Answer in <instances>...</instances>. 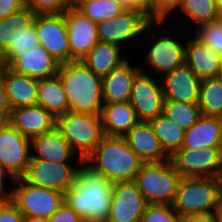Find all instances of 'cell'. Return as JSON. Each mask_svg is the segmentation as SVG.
Instances as JSON below:
<instances>
[{
	"instance_id": "6da1fadb",
	"label": "cell",
	"mask_w": 222,
	"mask_h": 222,
	"mask_svg": "<svg viewBox=\"0 0 222 222\" xmlns=\"http://www.w3.org/2000/svg\"><path fill=\"white\" fill-rule=\"evenodd\" d=\"M75 183L64 193V202L84 221L107 222L112 201V183L81 157Z\"/></svg>"
},
{
	"instance_id": "7a4b0ae2",
	"label": "cell",
	"mask_w": 222,
	"mask_h": 222,
	"mask_svg": "<svg viewBox=\"0 0 222 222\" xmlns=\"http://www.w3.org/2000/svg\"><path fill=\"white\" fill-rule=\"evenodd\" d=\"M57 75L65 91L69 111L101 115L103 106L102 77L82 60L61 63Z\"/></svg>"
},
{
	"instance_id": "3957f363",
	"label": "cell",
	"mask_w": 222,
	"mask_h": 222,
	"mask_svg": "<svg viewBox=\"0 0 222 222\" xmlns=\"http://www.w3.org/2000/svg\"><path fill=\"white\" fill-rule=\"evenodd\" d=\"M85 160L111 183L134 182L145 163L124 137L106 135Z\"/></svg>"
},
{
	"instance_id": "277c9868",
	"label": "cell",
	"mask_w": 222,
	"mask_h": 222,
	"mask_svg": "<svg viewBox=\"0 0 222 222\" xmlns=\"http://www.w3.org/2000/svg\"><path fill=\"white\" fill-rule=\"evenodd\" d=\"M221 195L220 178L182 177L171 205L182 218L213 215Z\"/></svg>"
},
{
	"instance_id": "5b68a950",
	"label": "cell",
	"mask_w": 222,
	"mask_h": 222,
	"mask_svg": "<svg viewBox=\"0 0 222 222\" xmlns=\"http://www.w3.org/2000/svg\"><path fill=\"white\" fill-rule=\"evenodd\" d=\"M35 15L30 8L24 7L19 12L0 19V54L4 66L40 44L33 23Z\"/></svg>"
},
{
	"instance_id": "8992f818",
	"label": "cell",
	"mask_w": 222,
	"mask_h": 222,
	"mask_svg": "<svg viewBox=\"0 0 222 222\" xmlns=\"http://www.w3.org/2000/svg\"><path fill=\"white\" fill-rule=\"evenodd\" d=\"M182 176L171 159L145 162L137 173L135 183L148 204H172Z\"/></svg>"
},
{
	"instance_id": "52a82bcc",
	"label": "cell",
	"mask_w": 222,
	"mask_h": 222,
	"mask_svg": "<svg viewBox=\"0 0 222 222\" xmlns=\"http://www.w3.org/2000/svg\"><path fill=\"white\" fill-rule=\"evenodd\" d=\"M56 127L83 160L105 136L101 115L68 111L56 119Z\"/></svg>"
},
{
	"instance_id": "ba28073f",
	"label": "cell",
	"mask_w": 222,
	"mask_h": 222,
	"mask_svg": "<svg viewBox=\"0 0 222 222\" xmlns=\"http://www.w3.org/2000/svg\"><path fill=\"white\" fill-rule=\"evenodd\" d=\"M19 184L12 189L11 202L24 217L50 218L64 204V193L50 188L36 186L23 178H16Z\"/></svg>"
},
{
	"instance_id": "9c48e42d",
	"label": "cell",
	"mask_w": 222,
	"mask_h": 222,
	"mask_svg": "<svg viewBox=\"0 0 222 222\" xmlns=\"http://www.w3.org/2000/svg\"><path fill=\"white\" fill-rule=\"evenodd\" d=\"M182 177L220 178L222 147L180 148L170 157Z\"/></svg>"
},
{
	"instance_id": "30bf717a",
	"label": "cell",
	"mask_w": 222,
	"mask_h": 222,
	"mask_svg": "<svg viewBox=\"0 0 222 222\" xmlns=\"http://www.w3.org/2000/svg\"><path fill=\"white\" fill-rule=\"evenodd\" d=\"M164 22H151L145 10H124L112 19L97 23V36L100 42L112 43L120 46L137 38L141 34L151 31L152 26ZM154 24V25H153ZM150 28V29H149Z\"/></svg>"
},
{
	"instance_id": "8fae6325",
	"label": "cell",
	"mask_w": 222,
	"mask_h": 222,
	"mask_svg": "<svg viewBox=\"0 0 222 222\" xmlns=\"http://www.w3.org/2000/svg\"><path fill=\"white\" fill-rule=\"evenodd\" d=\"M31 139L15 129L8 121L0 122V163L16 178H22L31 158Z\"/></svg>"
},
{
	"instance_id": "7c38bea8",
	"label": "cell",
	"mask_w": 222,
	"mask_h": 222,
	"mask_svg": "<svg viewBox=\"0 0 222 222\" xmlns=\"http://www.w3.org/2000/svg\"><path fill=\"white\" fill-rule=\"evenodd\" d=\"M76 166L72 167L70 162L51 163L31 157L22 178L30 184L65 193L75 183L78 172Z\"/></svg>"
},
{
	"instance_id": "4fadbf2b",
	"label": "cell",
	"mask_w": 222,
	"mask_h": 222,
	"mask_svg": "<svg viewBox=\"0 0 222 222\" xmlns=\"http://www.w3.org/2000/svg\"><path fill=\"white\" fill-rule=\"evenodd\" d=\"M33 23L40 45L60 64L70 62L69 38L64 12L36 14Z\"/></svg>"
},
{
	"instance_id": "5bb4252c",
	"label": "cell",
	"mask_w": 222,
	"mask_h": 222,
	"mask_svg": "<svg viewBox=\"0 0 222 222\" xmlns=\"http://www.w3.org/2000/svg\"><path fill=\"white\" fill-rule=\"evenodd\" d=\"M129 102L138 121L150 122L163 114L165 96L162 84L159 85L141 69L134 79Z\"/></svg>"
},
{
	"instance_id": "9a60e30c",
	"label": "cell",
	"mask_w": 222,
	"mask_h": 222,
	"mask_svg": "<svg viewBox=\"0 0 222 222\" xmlns=\"http://www.w3.org/2000/svg\"><path fill=\"white\" fill-rule=\"evenodd\" d=\"M147 205L135 182L112 183V201L107 222H141Z\"/></svg>"
},
{
	"instance_id": "2e32d148",
	"label": "cell",
	"mask_w": 222,
	"mask_h": 222,
	"mask_svg": "<svg viewBox=\"0 0 222 222\" xmlns=\"http://www.w3.org/2000/svg\"><path fill=\"white\" fill-rule=\"evenodd\" d=\"M69 38L70 61L81 60L99 41L97 23L88 18L77 7L64 12Z\"/></svg>"
},
{
	"instance_id": "e0dca14e",
	"label": "cell",
	"mask_w": 222,
	"mask_h": 222,
	"mask_svg": "<svg viewBox=\"0 0 222 222\" xmlns=\"http://www.w3.org/2000/svg\"><path fill=\"white\" fill-rule=\"evenodd\" d=\"M162 77L165 100L198 103L201 79L186 64L165 73Z\"/></svg>"
},
{
	"instance_id": "ac0fdd59",
	"label": "cell",
	"mask_w": 222,
	"mask_h": 222,
	"mask_svg": "<svg viewBox=\"0 0 222 222\" xmlns=\"http://www.w3.org/2000/svg\"><path fill=\"white\" fill-rule=\"evenodd\" d=\"M145 57L154 72L165 74L185 64V44L168 35H159Z\"/></svg>"
},
{
	"instance_id": "d6986e66",
	"label": "cell",
	"mask_w": 222,
	"mask_h": 222,
	"mask_svg": "<svg viewBox=\"0 0 222 222\" xmlns=\"http://www.w3.org/2000/svg\"><path fill=\"white\" fill-rule=\"evenodd\" d=\"M60 63L40 44L17 56L7 67L12 71L36 79L57 75Z\"/></svg>"
},
{
	"instance_id": "ffe728a7",
	"label": "cell",
	"mask_w": 222,
	"mask_h": 222,
	"mask_svg": "<svg viewBox=\"0 0 222 222\" xmlns=\"http://www.w3.org/2000/svg\"><path fill=\"white\" fill-rule=\"evenodd\" d=\"M8 122L29 139L48 132L56 126V118L39 105L12 109Z\"/></svg>"
},
{
	"instance_id": "44dd1931",
	"label": "cell",
	"mask_w": 222,
	"mask_h": 222,
	"mask_svg": "<svg viewBox=\"0 0 222 222\" xmlns=\"http://www.w3.org/2000/svg\"><path fill=\"white\" fill-rule=\"evenodd\" d=\"M123 137L127 145L144 162H159L170 159L164 152L150 122L139 121Z\"/></svg>"
},
{
	"instance_id": "7402d4cb",
	"label": "cell",
	"mask_w": 222,
	"mask_h": 222,
	"mask_svg": "<svg viewBox=\"0 0 222 222\" xmlns=\"http://www.w3.org/2000/svg\"><path fill=\"white\" fill-rule=\"evenodd\" d=\"M185 44V64L198 78L219 77L222 55L196 37L188 39Z\"/></svg>"
},
{
	"instance_id": "603a6c76",
	"label": "cell",
	"mask_w": 222,
	"mask_h": 222,
	"mask_svg": "<svg viewBox=\"0 0 222 222\" xmlns=\"http://www.w3.org/2000/svg\"><path fill=\"white\" fill-rule=\"evenodd\" d=\"M31 157L48 162H69L76 152L72 149L61 131L55 126L52 130L31 139Z\"/></svg>"
},
{
	"instance_id": "cb8c5ba5",
	"label": "cell",
	"mask_w": 222,
	"mask_h": 222,
	"mask_svg": "<svg viewBox=\"0 0 222 222\" xmlns=\"http://www.w3.org/2000/svg\"><path fill=\"white\" fill-rule=\"evenodd\" d=\"M141 71L139 66L132 67L129 60L108 76L102 78L103 103L128 102L136 75Z\"/></svg>"
},
{
	"instance_id": "d4e9b609",
	"label": "cell",
	"mask_w": 222,
	"mask_h": 222,
	"mask_svg": "<svg viewBox=\"0 0 222 222\" xmlns=\"http://www.w3.org/2000/svg\"><path fill=\"white\" fill-rule=\"evenodd\" d=\"M3 83L11 109L37 105L38 79L3 66Z\"/></svg>"
},
{
	"instance_id": "484cf974",
	"label": "cell",
	"mask_w": 222,
	"mask_h": 222,
	"mask_svg": "<svg viewBox=\"0 0 222 222\" xmlns=\"http://www.w3.org/2000/svg\"><path fill=\"white\" fill-rule=\"evenodd\" d=\"M222 147V118L201 116L199 120L185 130L181 148Z\"/></svg>"
},
{
	"instance_id": "4316f807",
	"label": "cell",
	"mask_w": 222,
	"mask_h": 222,
	"mask_svg": "<svg viewBox=\"0 0 222 222\" xmlns=\"http://www.w3.org/2000/svg\"><path fill=\"white\" fill-rule=\"evenodd\" d=\"M104 134L123 137L139 121L131 103H104L101 112Z\"/></svg>"
},
{
	"instance_id": "83f0119b",
	"label": "cell",
	"mask_w": 222,
	"mask_h": 222,
	"mask_svg": "<svg viewBox=\"0 0 222 222\" xmlns=\"http://www.w3.org/2000/svg\"><path fill=\"white\" fill-rule=\"evenodd\" d=\"M120 49L118 45L98 41L81 60L97 76L103 78L127 61L121 57Z\"/></svg>"
},
{
	"instance_id": "f1b7e54d",
	"label": "cell",
	"mask_w": 222,
	"mask_h": 222,
	"mask_svg": "<svg viewBox=\"0 0 222 222\" xmlns=\"http://www.w3.org/2000/svg\"><path fill=\"white\" fill-rule=\"evenodd\" d=\"M37 105L56 119L69 111V104L58 75L38 79Z\"/></svg>"
},
{
	"instance_id": "f546056e",
	"label": "cell",
	"mask_w": 222,
	"mask_h": 222,
	"mask_svg": "<svg viewBox=\"0 0 222 222\" xmlns=\"http://www.w3.org/2000/svg\"><path fill=\"white\" fill-rule=\"evenodd\" d=\"M150 124L164 152L169 157L173 156L183 145L185 130L163 114L151 120Z\"/></svg>"
},
{
	"instance_id": "4dcf8cb0",
	"label": "cell",
	"mask_w": 222,
	"mask_h": 222,
	"mask_svg": "<svg viewBox=\"0 0 222 222\" xmlns=\"http://www.w3.org/2000/svg\"><path fill=\"white\" fill-rule=\"evenodd\" d=\"M198 106L203 116L222 118V80L219 77L201 79Z\"/></svg>"
},
{
	"instance_id": "1f68e13d",
	"label": "cell",
	"mask_w": 222,
	"mask_h": 222,
	"mask_svg": "<svg viewBox=\"0 0 222 222\" xmlns=\"http://www.w3.org/2000/svg\"><path fill=\"white\" fill-rule=\"evenodd\" d=\"M163 115L187 130L202 116L198 103L165 100Z\"/></svg>"
},
{
	"instance_id": "d6a6232c",
	"label": "cell",
	"mask_w": 222,
	"mask_h": 222,
	"mask_svg": "<svg viewBox=\"0 0 222 222\" xmlns=\"http://www.w3.org/2000/svg\"><path fill=\"white\" fill-rule=\"evenodd\" d=\"M181 13L199 25L218 19L216 0H183Z\"/></svg>"
},
{
	"instance_id": "836d02e7",
	"label": "cell",
	"mask_w": 222,
	"mask_h": 222,
	"mask_svg": "<svg viewBox=\"0 0 222 222\" xmlns=\"http://www.w3.org/2000/svg\"><path fill=\"white\" fill-rule=\"evenodd\" d=\"M77 8L96 23L112 19L125 10L115 0H87Z\"/></svg>"
},
{
	"instance_id": "e575fe53",
	"label": "cell",
	"mask_w": 222,
	"mask_h": 222,
	"mask_svg": "<svg viewBox=\"0 0 222 222\" xmlns=\"http://www.w3.org/2000/svg\"><path fill=\"white\" fill-rule=\"evenodd\" d=\"M196 28L195 37L222 55V19L203 23Z\"/></svg>"
},
{
	"instance_id": "d590c367",
	"label": "cell",
	"mask_w": 222,
	"mask_h": 222,
	"mask_svg": "<svg viewBox=\"0 0 222 222\" xmlns=\"http://www.w3.org/2000/svg\"><path fill=\"white\" fill-rule=\"evenodd\" d=\"M183 0H146L144 10L151 22H164L167 15L180 9Z\"/></svg>"
},
{
	"instance_id": "8d00e7d4",
	"label": "cell",
	"mask_w": 222,
	"mask_h": 222,
	"mask_svg": "<svg viewBox=\"0 0 222 222\" xmlns=\"http://www.w3.org/2000/svg\"><path fill=\"white\" fill-rule=\"evenodd\" d=\"M182 217L170 204H148L141 222H181Z\"/></svg>"
},
{
	"instance_id": "74e56055",
	"label": "cell",
	"mask_w": 222,
	"mask_h": 222,
	"mask_svg": "<svg viewBox=\"0 0 222 222\" xmlns=\"http://www.w3.org/2000/svg\"><path fill=\"white\" fill-rule=\"evenodd\" d=\"M25 7L35 14L63 13L70 8L69 0H25Z\"/></svg>"
},
{
	"instance_id": "f35d334b",
	"label": "cell",
	"mask_w": 222,
	"mask_h": 222,
	"mask_svg": "<svg viewBox=\"0 0 222 222\" xmlns=\"http://www.w3.org/2000/svg\"><path fill=\"white\" fill-rule=\"evenodd\" d=\"M82 221L83 219L65 202L49 218V222H82Z\"/></svg>"
},
{
	"instance_id": "ab89813d",
	"label": "cell",
	"mask_w": 222,
	"mask_h": 222,
	"mask_svg": "<svg viewBox=\"0 0 222 222\" xmlns=\"http://www.w3.org/2000/svg\"><path fill=\"white\" fill-rule=\"evenodd\" d=\"M11 107L7 98L3 83V68L0 69V122H7L10 119Z\"/></svg>"
},
{
	"instance_id": "60d3db41",
	"label": "cell",
	"mask_w": 222,
	"mask_h": 222,
	"mask_svg": "<svg viewBox=\"0 0 222 222\" xmlns=\"http://www.w3.org/2000/svg\"><path fill=\"white\" fill-rule=\"evenodd\" d=\"M25 7V0H0V19L17 13Z\"/></svg>"
},
{
	"instance_id": "b9f144b4",
	"label": "cell",
	"mask_w": 222,
	"mask_h": 222,
	"mask_svg": "<svg viewBox=\"0 0 222 222\" xmlns=\"http://www.w3.org/2000/svg\"><path fill=\"white\" fill-rule=\"evenodd\" d=\"M24 215L10 202L0 213V222H23Z\"/></svg>"
},
{
	"instance_id": "7bdbcfd3",
	"label": "cell",
	"mask_w": 222,
	"mask_h": 222,
	"mask_svg": "<svg viewBox=\"0 0 222 222\" xmlns=\"http://www.w3.org/2000/svg\"><path fill=\"white\" fill-rule=\"evenodd\" d=\"M125 10H144V3L141 0H115Z\"/></svg>"
},
{
	"instance_id": "ee69618b",
	"label": "cell",
	"mask_w": 222,
	"mask_h": 222,
	"mask_svg": "<svg viewBox=\"0 0 222 222\" xmlns=\"http://www.w3.org/2000/svg\"><path fill=\"white\" fill-rule=\"evenodd\" d=\"M7 176H9L10 179H12V181H14L15 179L11 176V174L1 165L0 163V195H12V189H10V191H6L4 189V178Z\"/></svg>"
},
{
	"instance_id": "f6af8a7d",
	"label": "cell",
	"mask_w": 222,
	"mask_h": 222,
	"mask_svg": "<svg viewBox=\"0 0 222 222\" xmlns=\"http://www.w3.org/2000/svg\"><path fill=\"white\" fill-rule=\"evenodd\" d=\"M181 222H215L213 215H198L183 217Z\"/></svg>"
},
{
	"instance_id": "bcb514c9",
	"label": "cell",
	"mask_w": 222,
	"mask_h": 222,
	"mask_svg": "<svg viewBox=\"0 0 222 222\" xmlns=\"http://www.w3.org/2000/svg\"><path fill=\"white\" fill-rule=\"evenodd\" d=\"M213 217L215 222H222V195L219 198Z\"/></svg>"
},
{
	"instance_id": "7dc6e473",
	"label": "cell",
	"mask_w": 222,
	"mask_h": 222,
	"mask_svg": "<svg viewBox=\"0 0 222 222\" xmlns=\"http://www.w3.org/2000/svg\"><path fill=\"white\" fill-rule=\"evenodd\" d=\"M12 195H0V213L11 202Z\"/></svg>"
},
{
	"instance_id": "c3c4849f",
	"label": "cell",
	"mask_w": 222,
	"mask_h": 222,
	"mask_svg": "<svg viewBox=\"0 0 222 222\" xmlns=\"http://www.w3.org/2000/svg\"><path fill=\"white\" fill-rule=\"evenodd\" d=\"M23 222H49V219L43 217H24Z\"/></svg>"
},
{
	"instance_id": "681fc988",
	"label": "cell",
	"mask_w": 222,
	"mask_h": 222,
	"mask_svg": "<svg viewBox=\"0 0 222 222\" xmlns=\"http://www.w3.org/2000/svg\"><path fill=\"white\" fill-rule=\"evenodd\" d=\"M216 11L218 19H222V0H216Z\"/></svg>"
},
{
	"instance_id": "f907efd6",
	"label": "cell",
	"mask_w": 222,
	"mask_h": 222,
	"mask_svg": "<svg viewBox=\"0 0 222 222\" xmlns=\"http://www.w3.org/2000/svg\"><path fill=\"white\" fill-rule=\"evenodd\" d=\"M87 0H69L71 7H78L81 3L85 2Z\"/></svg>"
},
{
	"instance_id": "816d5d0a",
	"label": "cell",
	"mask_w": 222,
	"mask_h": 222,
	"mask_svg": "<svg viewBox=\"0 0 222 222\" xmlns=\"http://www.w3.org/2000/svg\"><path fill=\"white\" fill-rule=\"evenodd\" d=\"M4 66L3 60H2V55L0 54V69H2Z\"/></svg>"
},
{
	"instance_id": "f5cc1de1",
	"label": "cell",
	"mask_w": 222,
	"mask_h": 222,
	"mask_svg": "<svg viewBox=\"0 0 222 222\" xmlns=\"http://www.w3.org/2000/svg\"><path fill=\"white\" fill-rule=\"evenodd\" d=\"M219 78L222 80V71H220Z\"/></svg>"
},
{
	"instance_id": "db71d44e",
	"label": "cell",
	"mask_w": 222,
	"mask_h": 222,
	"mask_svg": "<svg viewBox=\"0 0 222 222\" xmlns=\"http://www.w3.org/2000/svg\"><path fill=\"white\" fill-rule=\"evenodd\" d=\"M220 179H221V193H222V174H221Z\"/></svg>"
}]
</instances>
